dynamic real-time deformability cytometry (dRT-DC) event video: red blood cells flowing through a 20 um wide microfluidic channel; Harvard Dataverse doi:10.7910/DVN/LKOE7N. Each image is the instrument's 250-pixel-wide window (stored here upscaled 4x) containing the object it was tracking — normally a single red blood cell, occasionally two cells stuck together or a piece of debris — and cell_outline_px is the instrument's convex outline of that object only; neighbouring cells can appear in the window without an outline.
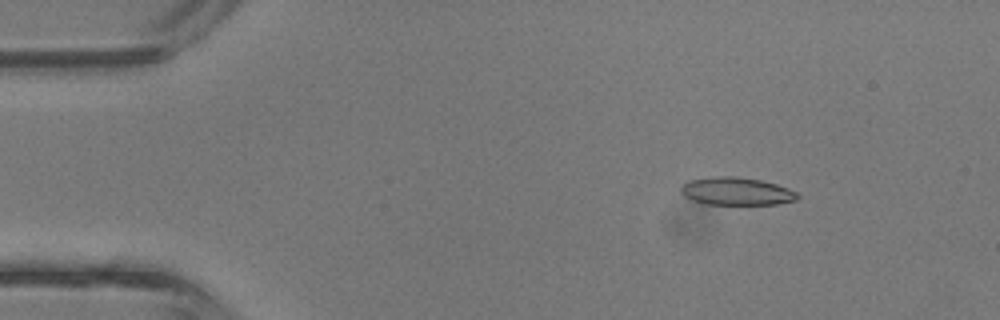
{"species": "common noctule bat (a hibernating species)", "species_latin": "Nyctalus noctula", "temperature_condition": "room temperature", "stored_images_in_passage": 3, "camera_frame_rate_fps": 3000, "um_per_image_px": 0.085, "animal": {"sex": "male", "body_mass_g": 13.3}, "frame": {"image": 1, "passage_image": 1, "time_ms": 0.0, "image_size_px": [1000, 320], "cell_outline_px": [[800, 196], [796, 200], [776, 204], [708, 204], [692, 200], [684, 196], [680, 192], [680, 188], [684, 184], [692, 180], [712, 176], [736, 176], [760, 180], [776, 184], [788, 188], [796, 192]], "centroid_in_image_um": [62.6, 16.25], "position_along_channel_um": 22.4, "area_um2": 18.79}}
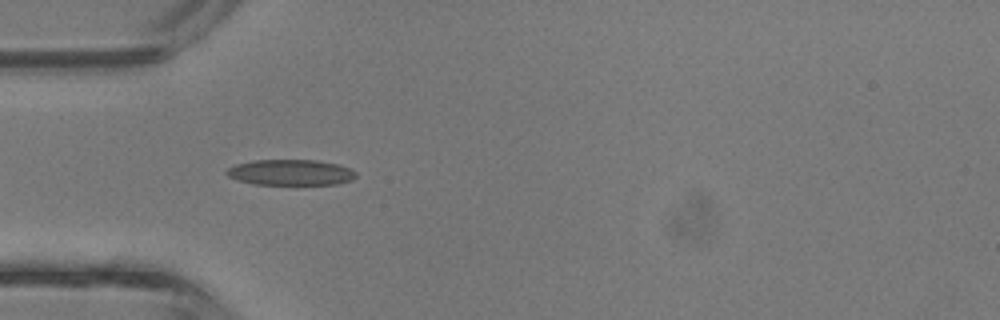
{"frame": {"image": 2, "passage_image": 3, "time_ms": 0.667, "image_size_px": [1000, 320], "cell_outline_px": [[356, 176], [352, 180], [340, 184], [252, 184], [236, 180], [228, 176], [224, 172], [228, 168], [236, 164], [256, 160], [316, 160], [336, 164], [348, 168], [356, 172]], "centroid_in_image_um": [24.68, 14.66], "position_along_channel_um": 60.3, "area_um2": 19.36}}